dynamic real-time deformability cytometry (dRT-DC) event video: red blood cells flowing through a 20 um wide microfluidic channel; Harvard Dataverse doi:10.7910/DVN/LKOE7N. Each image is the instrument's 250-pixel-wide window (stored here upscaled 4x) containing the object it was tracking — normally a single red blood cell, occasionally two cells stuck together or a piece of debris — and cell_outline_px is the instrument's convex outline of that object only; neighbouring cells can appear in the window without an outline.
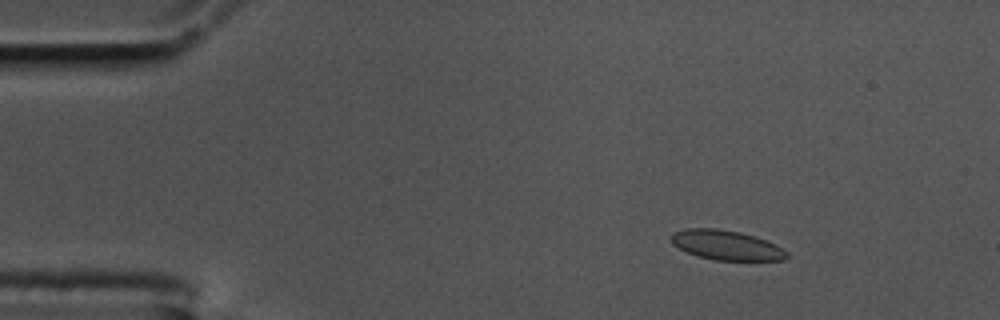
{"species": "common noctule bat (a hibernating species)", "species_latin": "Nyctalus noctula", "temperature_condition": "cold", "stored_images_in_passage": 59, "camera_frame_rate_fps": 3000, "um_per_image_px": 0.085, "animal": {"sex": "male", "body_mass_g": 17.5, "forearm_length_mm": 52.3}, "frame": {"image": 1, "passage_image": 9, "time_ms": 2.667, "image_size_px": [1000, 320], "cell_outline_px": [[788, 256], [784, 260], [716, 260], [696, 256], [672, 244], [672, 232], [684, 228], [716, 228], [740, 232], [776, 244], [788, 252]], "centroid_in_image_um": [61.73, 20.83], "position_along_channel_um": 23.3, "area_um2": 19.88}}
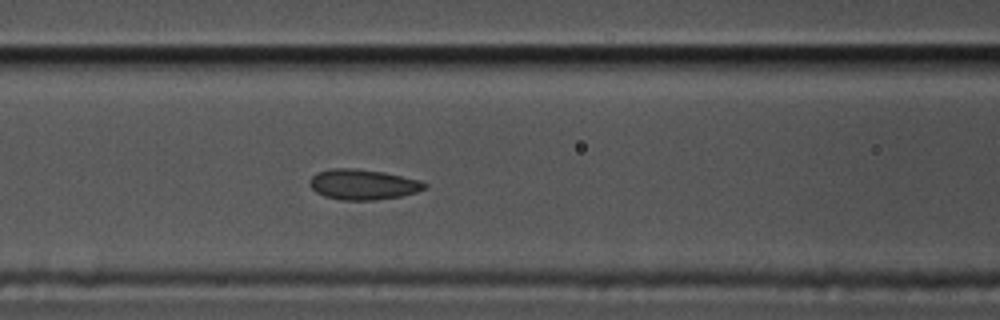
{"frame": {"image": 2, "passage_image": 25, "time_ms": 8.0, "image_size_px": [1000, 320], "cell_outline_px": [[428, 184], [424, 188], [416, 192], [400, 196], [376, 200], [340, 200], [324, 196], [316, 192], [308, 184], [308, 180], [316, 172], [332, 168], [356, 168], [384, 172], [420, 180]], "centroid_in_image_um": [30.81, 15.67], "position_along_channel_um": 135.8, "area_um2": 20.46}}
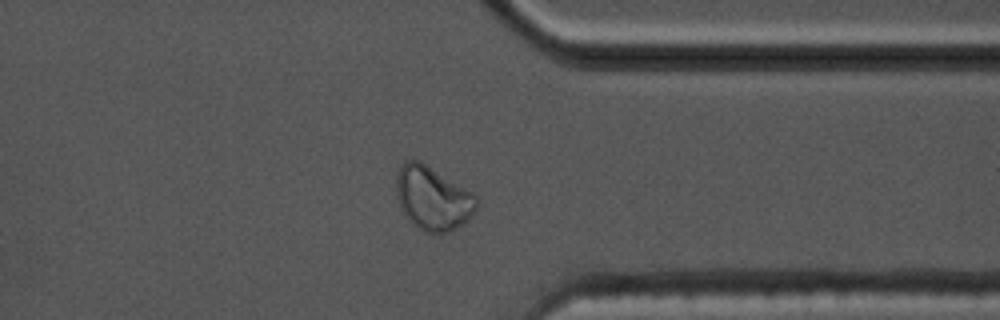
{"frame": {"image": 3, "passage_image": 46, "time_ms": 15.0, "image_size_px": [1000, 320], "cell_outline_px": [[480, 200], [472, 216], [464, 224], [448, 232], [424, 232], [416, 228], [408, 220], [400, 208], [396, 196], [396, 176], [404, 160], [420, 160], [472, 192]], "centroid_in_image_um": [36.78, 16.86], "position_along_channel_um": 374.6, "area_um2": 30.11}, "authors_computed_cell_mechanics": {"area_um2": 20.6346, "velocity_mm_per_s": 3.4681, "shape_relaxation_time_tau1_ms": null, "shape_relaxation_time_tau2_ms": 1.472, "deformation_change_tau1": null, "deformation_change_tau2": 0.0461}}